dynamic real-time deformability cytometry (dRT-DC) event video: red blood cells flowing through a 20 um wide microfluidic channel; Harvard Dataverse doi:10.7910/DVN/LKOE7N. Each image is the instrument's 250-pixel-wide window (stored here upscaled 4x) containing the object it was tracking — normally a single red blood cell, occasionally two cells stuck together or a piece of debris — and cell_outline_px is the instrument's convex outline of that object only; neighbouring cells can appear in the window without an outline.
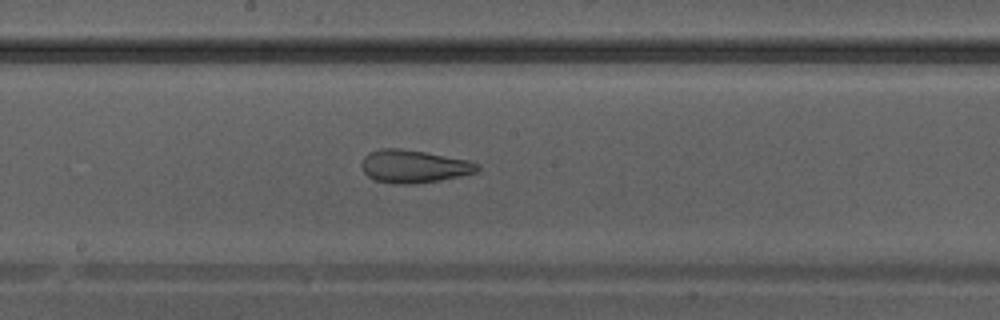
{"species": "Egyptian fruit bat (a non-hibernating species)", "species_latin": "Rousettus aegyptiacus", "temperature_condition": "warm", "stored_images_in_passage": 38, "camera_frame_rate_fps": 3000, "um_per_image_px": 0.085, "animal": {"sex": "male"}, "frame": {"image": 1, "passage_image": 23, "time_ms": 7.333, "image_size_px": [1000, 320], "cell_outline_px": [[480, 168], [476, 172], [460, 176], [440, 180], [416, 184], [396, 184], [376, 180], [368, 176], [364, 172], [360, 164], [364, 156], [380, 148], [400, 148], [424, 152], [468, 160], [480, 164]], "centroid_in_image_um": [35.17, 14.14], "position_along_channel_um": 213.0, "area_um2": 22.14}}